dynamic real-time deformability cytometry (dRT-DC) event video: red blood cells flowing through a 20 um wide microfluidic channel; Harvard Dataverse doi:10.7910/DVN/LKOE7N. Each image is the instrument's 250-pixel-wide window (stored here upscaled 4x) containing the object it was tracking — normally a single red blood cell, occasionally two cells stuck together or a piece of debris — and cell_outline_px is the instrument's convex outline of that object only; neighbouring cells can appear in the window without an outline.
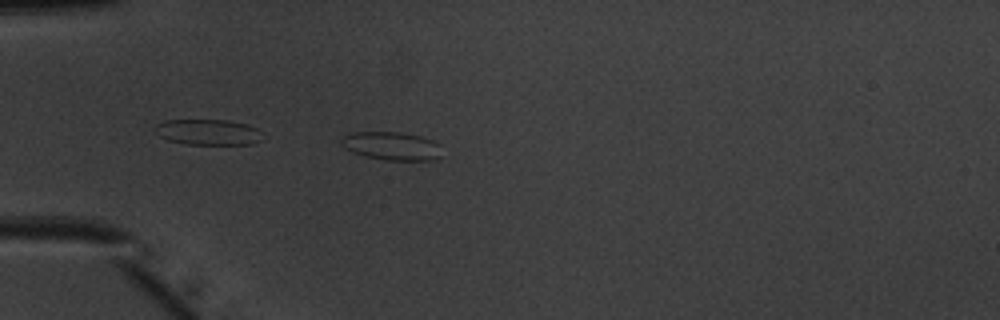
{"species": "common noctule bat (a hibernating species)", "species_latin": "Nyctalus noctula", "temperature_condition": "warm", "stored_images_in_passage": 17, "camera_frame_rate_fps": 3000, "um_per_image_px": 0.085, "animal": {"sex": "male", "body_mass_g": 20.1, "forearm_length_mm": 53.5}, "frame": {"image": 1, "passage_image": 1, "time_ms": 0.0, "image_size_px": [1000, 320], "cell_outline_px": [[440, 156], [432, 160], [384, 160], [364, 156], [352, 152], [340, 144], [340, 140], [344, 136], [356, 132], [400, 132], [420, 136], [432, 140], [440, 144]], "centroid_in_image_um": [33.29, 12.41], "position_along_channel_um": 51.7, "area_um2": 16.53}}
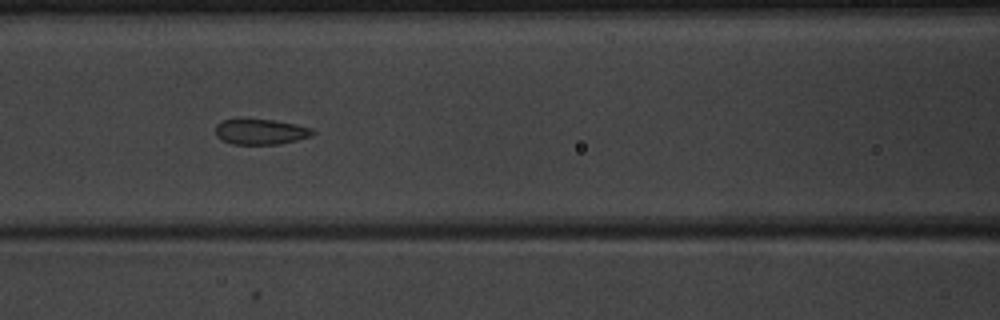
{"frame": {"image": 2, "passage_image": 9, "time_ms": 2.667, "image_size_px": [1000, 320], "cell_outline_px": [[316, 132], [312, 136], [280, 144], [232, 144], [216, 136], [216, 124], [224, 120], [272, 120], [312, 128]], "centroid_in_image_um": [22.18, 11.21], "position_along_channel_um": 144.4, "area_um2": 14.1}}
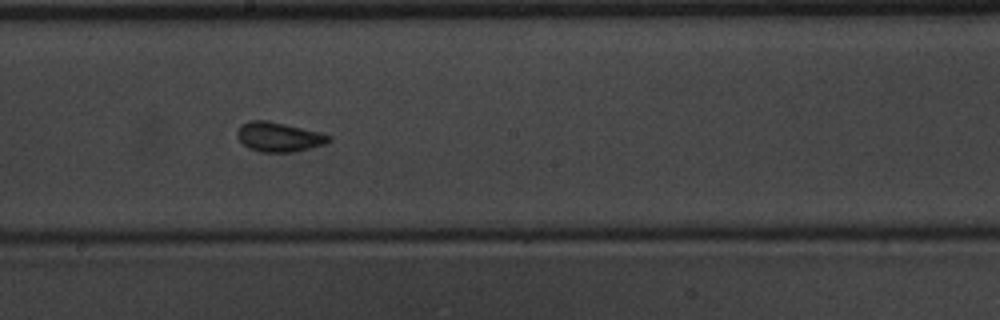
{"frame": {"image": 3, "passage_image": 15, "time_ms": 4.667, "image_size_px": [1000, 320], "cell_outline_px": [[332, 140], [324, 144], [292, 152], [260, 152], [248, 148], [236, 136], [236, 132], [240, 124], [248, 120], [268, 120], [332, 136]], "centroid_in_image_um": [23.63, 11.63], "position_along_channel_um": 224.6, "area_um2": 15.61}}